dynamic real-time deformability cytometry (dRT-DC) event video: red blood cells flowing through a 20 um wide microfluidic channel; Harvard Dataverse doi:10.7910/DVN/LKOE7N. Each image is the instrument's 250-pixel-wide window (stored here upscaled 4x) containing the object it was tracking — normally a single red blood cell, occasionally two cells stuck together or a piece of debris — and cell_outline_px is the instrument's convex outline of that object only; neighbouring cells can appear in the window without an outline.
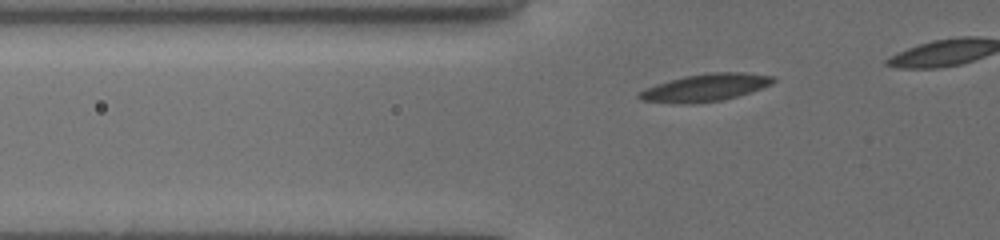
{"species": "common noctule bat (a hibernating species)", "species_latin": "Nyctalus noctula", "temperature_condition": "cold", "stored_images_in_passage": 13, "camera_frame_rate_fps": 3000, "um_per_image_px": 0.085, "animal": {"sex": "female", "body_mass_g": 19.5, "forearm_length_mm": 54.1}, "frame": {"image": 1, "passage_image": 6, "time_ms": 1.667, "image_size_px": [1000, 240], "cell_outline_px": [[776, 80], [772, 84], [724, 100], [692, 104], [672, 104], [640, 100], [636, 96], [636, 92], [644, 88], [656, 84], [684, 76], [712, 72], [744, 72], [772, 76]], "centroid_in_image_um": [59.87, 7.46], "position_along_channel_um": 65.9, "area_um2": 21.62}}
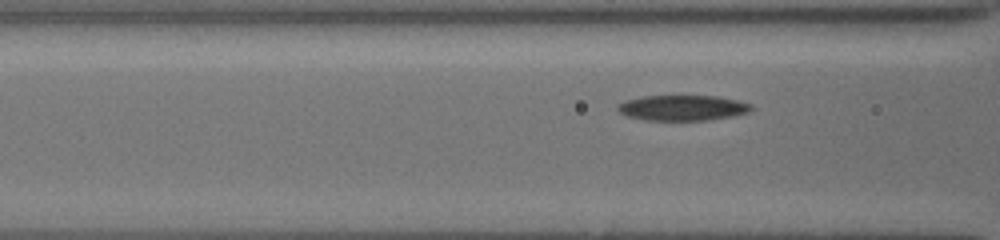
{"frame": {"image": 2, "passage_image": 10, "time_ms": 3.0, "image_size_px": [1000, 240], "cell_outline_px": [[756, 108], [748, 112], [732, 116], [708, 120], [644, 120], [628, 116], [620, 112], [616, 108], [616, 104], [624, 100], [640, 96], [720, 96], [752, 104]], "centroid_in_image_um": [58.01, 9.16], "position_along_channel_um": 108.6, "area_um2": 20.0}}